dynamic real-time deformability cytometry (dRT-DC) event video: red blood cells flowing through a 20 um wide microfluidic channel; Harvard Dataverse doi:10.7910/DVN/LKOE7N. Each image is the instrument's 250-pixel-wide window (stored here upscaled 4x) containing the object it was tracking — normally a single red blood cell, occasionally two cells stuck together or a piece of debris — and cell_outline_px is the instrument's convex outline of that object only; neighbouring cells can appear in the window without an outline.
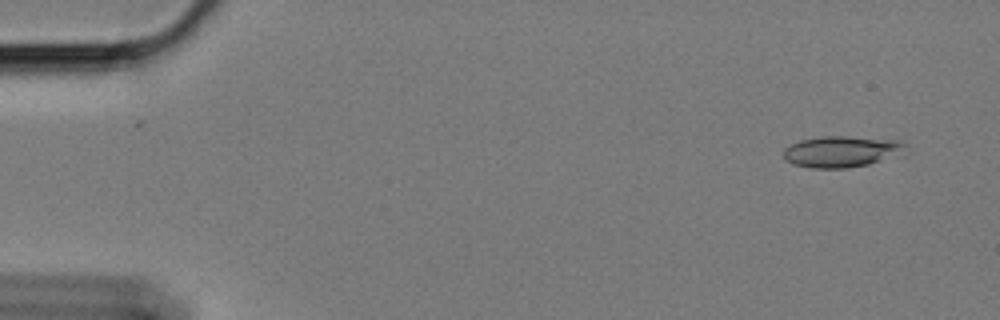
{"species": "Egyptian fruit bat (a non-hibernating species)", "species_latin": "Rousettus aegyptiacus", "temperature_condition": "cold", "stored_images_in_passage": 59, "camera_frame_rate_fps": 3000, "um_per_image_px": 0.085, "animal": {"sex": "female"}, "frame": {"image": 1, "passage_image": 4, "time_ms": 1.0, "image_size_px": [1000, 320], "cell_outline_px": [[904, 156], [868, 164], [848, 168], [812, 168], [792, 164], [784, 160], [784, 148], [800, 140], [820, 136], [848, 136], [900, 140], [904, 144]], "centroid_in_image_um": [71.57, 12.89], "position_along_channel_um": 13.4, "area_um2": 22.6}}
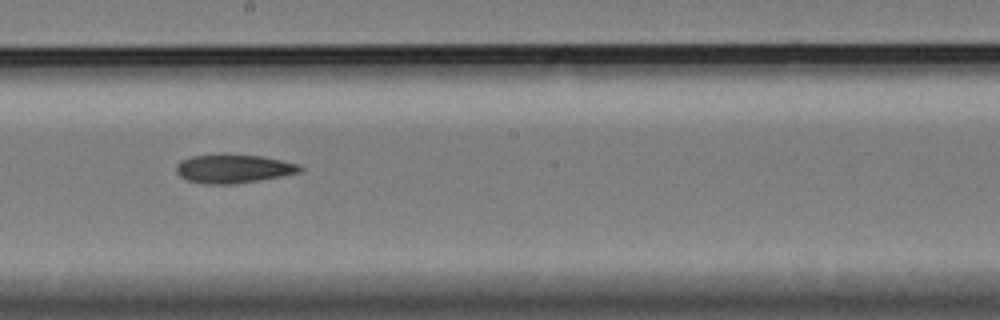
{"frame": {"image": 2, "passage_image": 33, "time_ms": 10.667, "image_size_px": [1000, 320], "cell_outline_px": [[304, 168], [300, 172], [280, 176], [236, 184], [204, 184], [188, 180], [180, 176], [176, 172], [176, 164], [180, 160], [192, 156], [220, 152], [224, 152], [264, 156], [296, 164]], "centroid_in_image_um": [19.78, 14.3], "position_along_channel_um": 228.4, "area_um2": 21.15}}
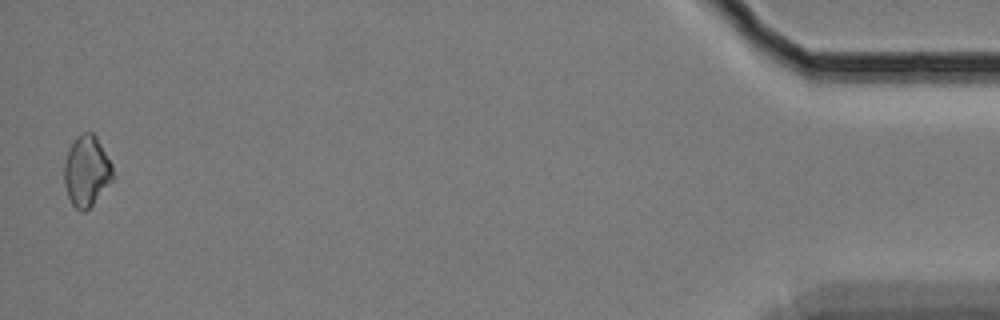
{"frame": {"image": 3, "passage_image": 58, "time_ms": 19.0, "image_size_px": [1000, 320], "cell_outline_px": [[112, 180], [92, 204], [84, 212], [80, 212], [72, 204], [68, 196], [64, 180], [64, 164], [68, 152], [76, 136], [84, 132], [92, 132], [96, 136], [112, 164]], "centroid_in_image_um": [7.35, 14.53], "position_along_channel_um": 427.9, "area_um2": 19.65}}